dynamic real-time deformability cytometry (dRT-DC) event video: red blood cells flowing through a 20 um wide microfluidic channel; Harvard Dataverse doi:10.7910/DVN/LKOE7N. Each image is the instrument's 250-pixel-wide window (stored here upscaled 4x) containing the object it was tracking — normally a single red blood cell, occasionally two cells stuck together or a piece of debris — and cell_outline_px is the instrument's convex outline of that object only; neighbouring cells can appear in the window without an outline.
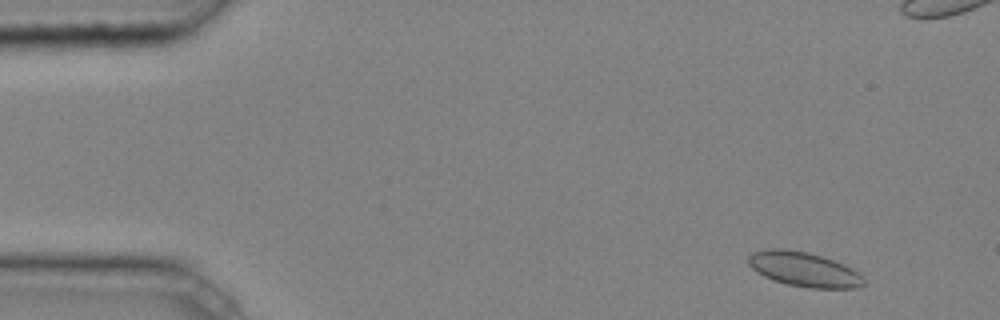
{"species": "common noctule bat (a hibernating species)", "species_latin": "Nyctalus noctula", "temperature_condition": "cold", "stored_images_in_passage": 5, "segment_of_instrument_passage": [2, 2], "camera_frame_rate_fps": 3000, "um_per_image_px": 0.085, "animal": {"sex": "male", "body_mass_g": 20.4}, "frame": {"image": 1, "passage_image": 5, "time_ms": 1.333, "image_size_px": [1000, 320], "cell_outline_px": [[864, 284], [860, 288], [808, 288], [788, 284], [772, 280], [756, 272], [748, 264], [748, 256], [752, 252], [768, 248], [784, 248], [808, 252], [844, 264], [852, 268], [864, 276]], "centroid_in_image_um": [68.33, 22.89], "position_along_channel_um": 16.7, "area_um2": 23.47}}